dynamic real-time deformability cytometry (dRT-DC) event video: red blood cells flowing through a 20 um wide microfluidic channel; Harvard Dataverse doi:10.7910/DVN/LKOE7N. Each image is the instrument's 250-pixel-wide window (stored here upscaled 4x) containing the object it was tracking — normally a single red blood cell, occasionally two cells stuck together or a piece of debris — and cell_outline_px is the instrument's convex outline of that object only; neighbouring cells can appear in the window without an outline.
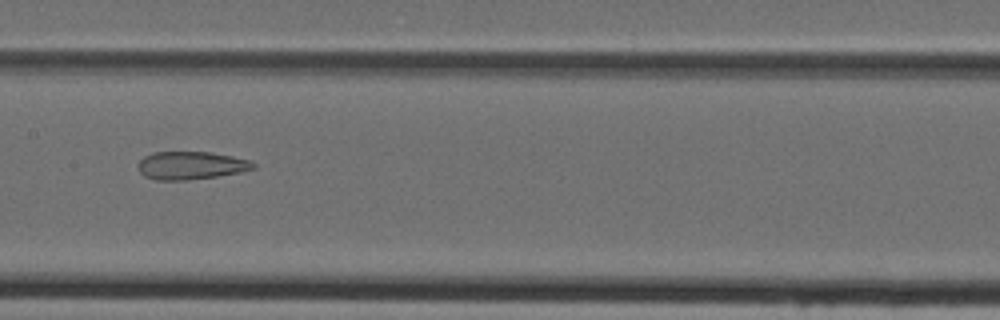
{"species": "Egyptian fruit bat (a non-hibernating species)", "species_latin": "Rousettus aegyptiacus", "temperature_condition": "cold", "stored_images_in_passage": 47, "camera_frame_rate_fps": 3000, "um_per_image_px": 0.085, "animal": {"sex": "female"}, "frame": {"image": 1, "passage_image": 24, "time_ms": 7.667, "image_size_px": [1000, 320], "cell_outline_px": [[256, 168], [240, 172], [216, 176], [188, 180], [156, 180], [144, 176], [136, 168], [136, 164], [144, 156], [152, 152], [212, 152], [252, 160], [256, 164]], "centroid_in_image_um": [16.22, 14.06], "position_along_channel_um": 191.2, "area_um2": 19.02}}
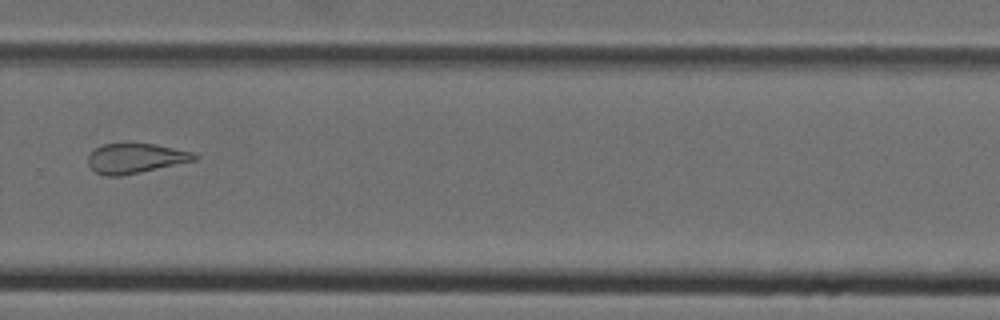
{"frame": {"image": 2, "passage_image": 33, "time_ms": 10.667, "image_size_px": [1000, 320], "cell_outline_px": [[200, 156], [196, 160], [140, 172], [120, 176], [104, 176], [96, 172], [88, 164], [88, 156], [96, 148], [104, 144], [156, 144], [192, 152]], "centroid_in_image_um": [11.53, 13.46], "position_along_channel_um": 318.3, "area_um2": 18.26}}
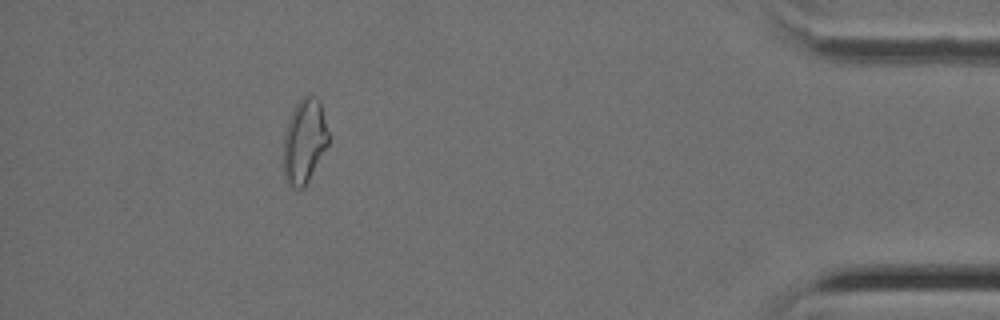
{"frame": {"image": 3, "passage_image": 43, "time_ms": 14.0, "image_size_px": [1000, 320], "cell_outline_px": [[328, 144], [304, 188], [288, 188], [284, 180], [284, 136], [288, 120], [296, 104], [304, 92], [316, 96], [320, 100], [328, 132]], "centroid_in_image_um": [25.86, 11.98], "position_along_channel_um": 409.3, "area_um2": 22.31}}